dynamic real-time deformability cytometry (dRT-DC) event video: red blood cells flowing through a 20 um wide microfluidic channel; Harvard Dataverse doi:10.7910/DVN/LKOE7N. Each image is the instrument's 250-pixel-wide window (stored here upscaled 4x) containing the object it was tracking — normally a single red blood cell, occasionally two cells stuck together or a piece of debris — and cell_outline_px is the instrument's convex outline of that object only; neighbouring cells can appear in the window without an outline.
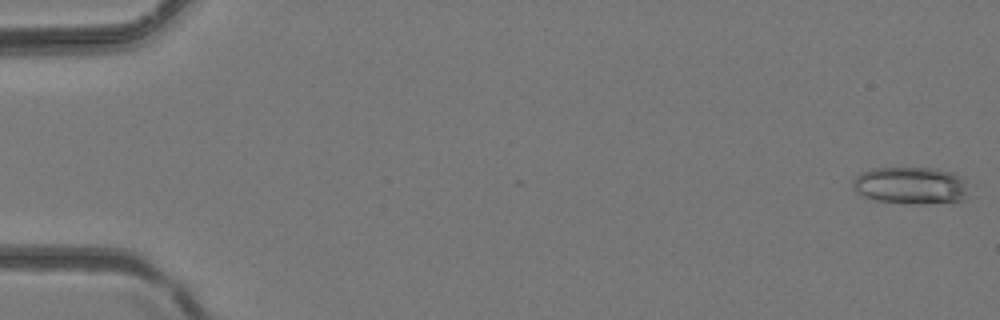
{"species": "common noctule bat (a hibernating species)", "species_latin": "Nyctalus noctula", "temperature_condition": "room temperature", "stored_images_in_passage": 4, "camera_frame_rate_fps": 3000, "um_per_image_px": 0.085, "animal": {"sex": "female", "body_mass_g": 24.6, "forearm_length_mm": 56.2}, "frame": {"image": 1, "passage_image": 1, "time_ms": 0.0, "image_size_px": [1000, 320], "cell_outline_px": [[972, 184], [964, 200], [924, 204], [904, 204], [876, 200], [864, 196], [856, 192], [852, 188], [852, 180], [860, 172], [872, 168], [936, 168], [952, 172]], "centroid_in_image_um": [77.44, 15.77], "position_along_channel_um": 7.6, "area_um2": 25.72}}